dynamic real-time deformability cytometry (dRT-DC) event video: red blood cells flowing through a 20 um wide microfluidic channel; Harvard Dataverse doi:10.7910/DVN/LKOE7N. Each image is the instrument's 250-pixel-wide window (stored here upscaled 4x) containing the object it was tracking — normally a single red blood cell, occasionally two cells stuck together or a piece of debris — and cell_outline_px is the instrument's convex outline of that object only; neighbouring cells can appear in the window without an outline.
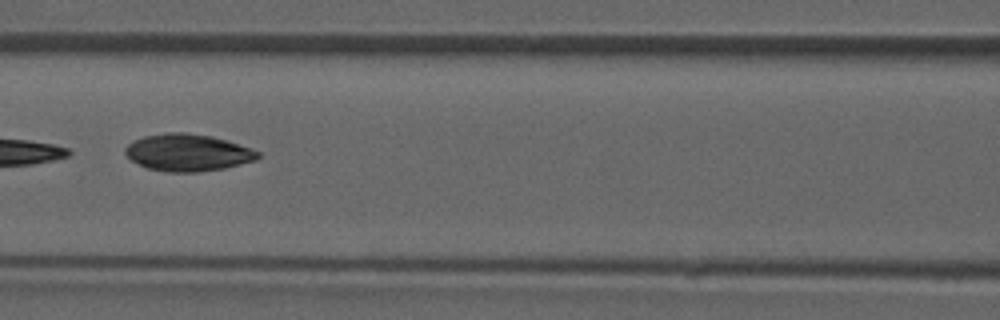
{"species": "common noctule bat (a hibernating species)", "species_latin": "Nyctalus noctula", "temperature_condition": "room temperature", "stored_images_in_passage": 5, "camera_frame_rate_fps": 3000, "um_per_image_px": 0.085, "animal": {"sex": "male", "forearm_length_mm": 52.5}, "frame": {"image": 1, "passage_image": 4, "time_ms": 3.667, "image_size_px": [1000, 320], "cell_outline_px": [[260, 156], [256, 160], [224, 168], [200, 172], [168, 172], [148, 168], [132, 160], [124, 152], [124, 148], [132, 140], [144, 136], [168, 132], [184, 132], [212, 136], [228, 140], [252, 148], [260, 152]], "centroid_in_image_um": [15.98, 12.96], "position_along_channel_um": 150.6, "area_um2": 28.78}}